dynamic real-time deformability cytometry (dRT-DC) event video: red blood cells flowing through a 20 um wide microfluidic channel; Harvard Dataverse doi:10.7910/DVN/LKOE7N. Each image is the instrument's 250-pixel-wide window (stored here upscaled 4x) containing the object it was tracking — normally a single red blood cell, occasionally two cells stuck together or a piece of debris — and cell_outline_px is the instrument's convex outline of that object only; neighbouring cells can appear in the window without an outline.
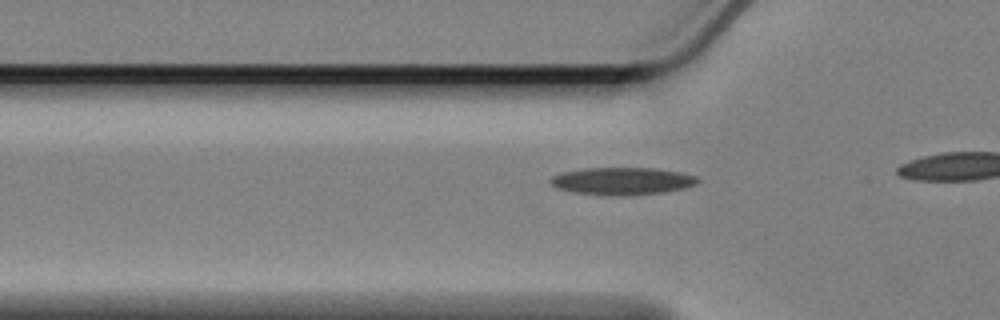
{"species": "Egyptian fruit bat (a non-hibernating species)", "species_latin": "Rousettus aegyptiacus", "temperature_condition": "cold", "stored_images_in_passage": 20, "camera_frame_rate_fps": 3000, "um_per_image_px": 0.085, "animal": {"sex": "female"}, "frame": {"image": 1, "passage_image": 14, "time_ms": 4.333, "image_size_px": [1000, 320], "cell_outline_px": [[700, 180], [696, 184], [684, 188], [664, 192], [616, 196], [612, 196], [576, 192], [556, 188], [548, 180], [552, 176], [560, 172], [584, 168], [656, 168], [680, 172], [696, 176]], "centroid_in_image_um": [52.87, 15.38], "position_along_channel_um": 72.9, "area_um2": 23.52}}
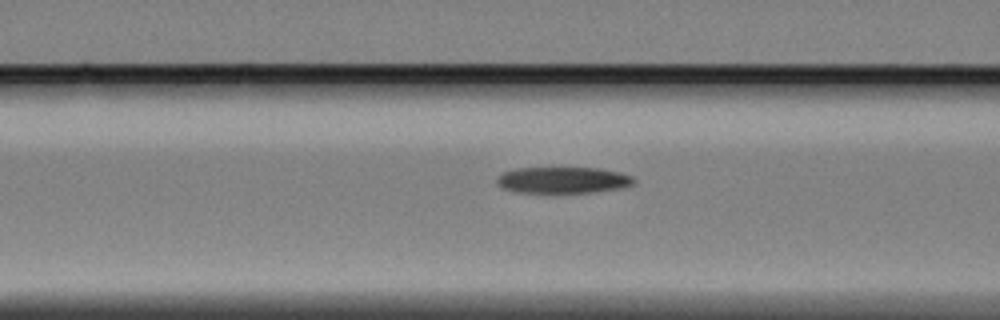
{"frame": {"image": 2, "passage_image": 18, "time_ms": 5.667, "image_size_px": [1000, 320], "cell_outline_px": [[636, 184], [624, 188], [596, 192], [516, 192], [500, 188], [496, 184], [496, 176], [504, 172], [516, 168], [600, 168], [620, 172], [632, 176], [636, 180]], "centroid_in_image_um": [47.87, 15.31], "position_along_channel_um": 118.7, "area_um2": 21.33}}